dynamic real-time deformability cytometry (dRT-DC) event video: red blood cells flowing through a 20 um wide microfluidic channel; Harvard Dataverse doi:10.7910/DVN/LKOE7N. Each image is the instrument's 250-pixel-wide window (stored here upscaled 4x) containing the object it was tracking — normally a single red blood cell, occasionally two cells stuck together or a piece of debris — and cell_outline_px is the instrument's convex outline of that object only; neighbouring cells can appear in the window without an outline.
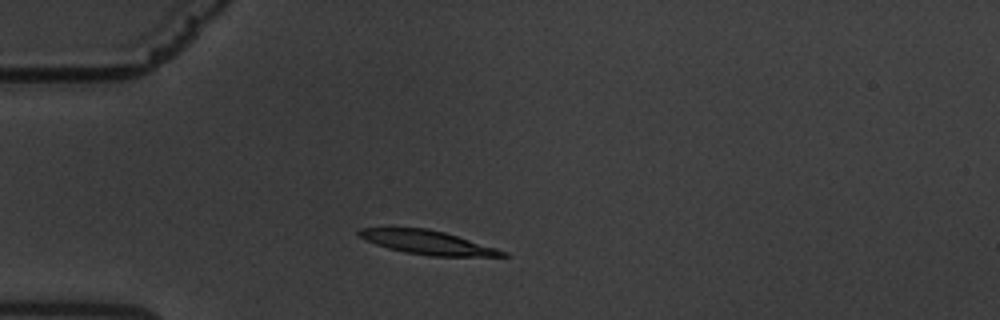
{"species": "common noctule bat (a hibernating species)", "species_latin": "Nyctalus noctula", "temperature_condition": "warm", "stored_images_in_passage": 52, "camera_frame_rate_fps": 3000, "um_per_image_px": 0.085, "animal": {"sex": "male", "body_mass_g": 19.5, "forearm_length_mm": 54.6}, "frame": {"image": 1, "passage_image": 8, "time_ms": 2.333, "image_size_px": [1000, 320], "cell_outline_px": [[508, 256], [428, 256], [404, 252], [388, 248], [376, 244], [360, 236], [356, 232], [360, 228], [388, 224], [392, 224], [428, 228], [444, 232], [496, 248], [508, 252]], "centroid_in_image_um": [36.2, 20.54], "position_along_channel_um": 48.8, "area_um2": 20.69}}
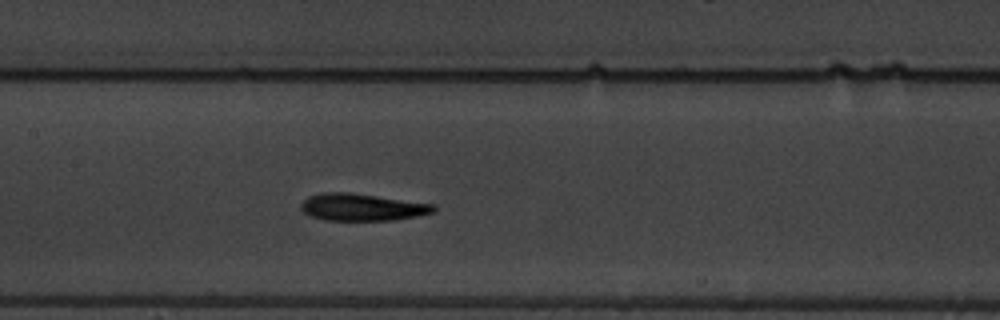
{"frame": {"image": 2, "passage_image": 21, "time_ms": 6.667, "image_size_px": [1000, 320], "cell_outline_px": [[436, 212], [416, 216], [392, 220], [324, 220], [312, 216], [304, 212], [300, 208], [300, 204], [308, 196], [320, 192], [352, 192], [436, 204]], "centroid_in_image_um": [30.79, 17.59], "position_along_channel_um": 176.6, "area_um2": 21.21}}
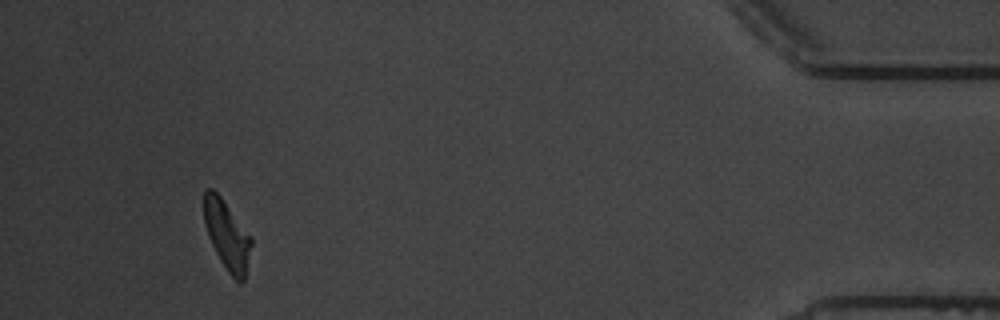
{"frame": {"image": 3, "passage_image": 48, "time_ms": 15.667, "image_size_px": [1000, 320], "cell_outline_px": [[252, 244], [244, 280], [240, 284], [228, 272], [220, 260], [208, 236], [204, 224], [204, 188], [212, 188], [220, 196], [252, 236]], "centroid_in_image_um": [19.3, 19.98], "position_along_channel_um": 415.9, "area_um2": 19.02}, "authors_computed_cell_mechanics": {"area_um2": 20.3456, "velocity_mm_per_s": 3.3523, "shape_relaxation_time_tau1_ms": 4.6781, "shape_relaxation_time_tau2_ms": 3.9733, "deformation_change_tau1": 0.2021, "deformation_change_tau2": 0.1286}}